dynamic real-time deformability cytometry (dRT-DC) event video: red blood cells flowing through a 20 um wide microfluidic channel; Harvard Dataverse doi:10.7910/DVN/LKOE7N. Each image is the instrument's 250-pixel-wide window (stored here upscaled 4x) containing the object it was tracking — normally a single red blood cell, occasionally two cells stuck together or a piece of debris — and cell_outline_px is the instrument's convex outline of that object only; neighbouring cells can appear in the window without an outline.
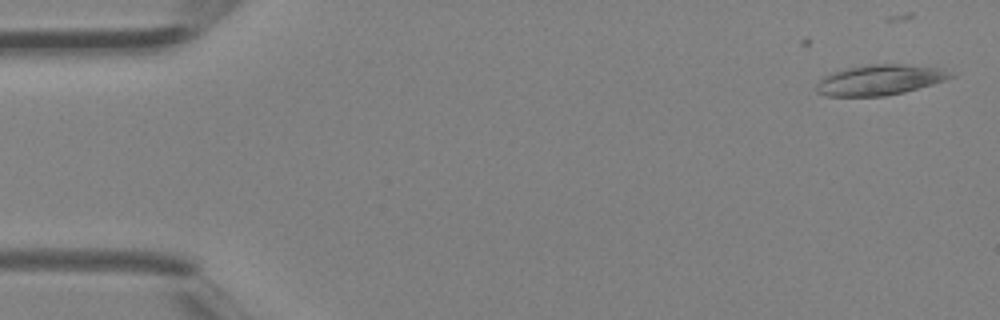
{"species": "Egyptian fruit bat (a non-hibernating species)", "species_latin": "Rousettus aegyptiacus", "temperature_condition": "room temperature", "stored_images_in_passage": 4, "camera_frame_rate_fps": 3000, "um_per_image_px": 0.085, "animal": {"sex": "female"}, "frame": {"image": 1, "passage_image": 1, "time_ms": 0.0, "image_size_px": [1000, 320], "cell_outline_px": [[956, 76], [932, 84], [904, 92], [884, 96], [828, 96], [816, 92], [816, 84], [824, 76], [832, 72], [848, 68], [872, 64], [904, 64], [944, 68]], "centroid_in_image_um": [74.79, 6.79], "position_along_channel_um": 10.2, "area_um2": 23.7}}
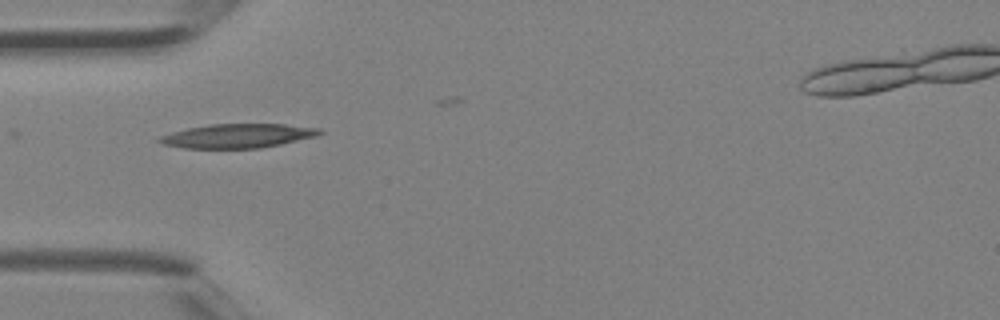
{"frame": {"image": 2, "passage_image": 4, "time_ms": 1.0, "image_size_px": [1000, 320], "cell_outline_px": [[324, 132], [316, 136], [280, 144], [260, 148], [184, 148], [164, 144], [156, 140], [160, 136], [172, 132], [188, 128], [208, 124], [284, 124], [320, 128]], "centroid_in_image_um": [20.21, 11.54], "position_along_channel_um": 64.8, "area_um2": 22.37}}